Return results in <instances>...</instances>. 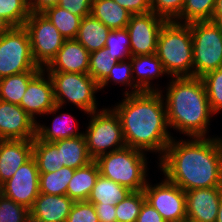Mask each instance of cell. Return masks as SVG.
<instances>
[{
    "label": "cell",
    "mask_w": 222,
    "mask_h": 222,
    "mask_svg": "<svg viewBox=\"0 0 222 222\" xmlns=\"http://www.w3.org/2000/svg\"><path fill=\"white\" fill-rule=\"evenodd\" d=\"M160 167L166 179L183 191L222 186V139L171 140Z\"/></svg>",
    "instance_id": "cell-1"
},
{
    "label": "cell",
    "mask_w": 222,
    "mask_h": 222,
    "mask_svg": "<svg viewBox=\"0 0 222 222\" xmlns=\"http://www.w3.org/2000/svg\"><path fill=\"white\" fill-rule=\"evenodd\" d=\"M125 99L113 108L119 116L127 147L164 155L173 139L167 131L166 106L160 91L125 93Z\"/></svg>",
    "instance_id": "cell-2"
},
{
    "label": "cell",
    "mask_w": 222,
    "mask_h": 222,
    "mask_svg": "<svg viewBox=\"0 0 222 222\" xmlns=\"http://www.w3.org/2000/svg\"><path fill=\"white\" fill-rule=\"evenodd\" d=\"M166 94V114L169 127L191 138L205 137L211 114L206 89L201 78L175 77Z\"/></svg>",
    "instance_id": "cell-3"
},
{
    "label": "cell",
    "mask_w": 222,
    "mask_h": 222,
    "mask_svg": "<svg viewBox=\"0 0 222 222\" xmlns=\"http://www.w3.org/2000/svg\"><path fill=\"white\" fill-rule=\"evenodd\" d=\"M156 56L166 74L193 77V44L190 25L166 21L160 29Z\"/></svg>",
    "instance_id": "cell-4"
},
{
    "label": "cell",
    "mask_w": 222,
    "mask_h": 222,
    "mask_svg": "<svg viewBox=\"0 0 222 222\" xmlns=\"http://www.w3.org/2000/svg\"><path fill=\"white\" fill-rule=\"evenodd\" d=\"M143 153L144 151L125 146L100 155L95 161L103 177L127 187L130 191H141L147 184V160Z\"/></svg>",
    "instance_id": "cell-5"
},
{
    "label": "cell",
    "mask_w": 222,
    "mask_h": 222,
    "mask_svg": "<svg viewBox=\"0 0 222 222\" xmlns=\"http://www.w3.org/2000/svg\"><path fill=\"white\" fill-rule=\"evenodd\" d=\"M193 44V77L222 68V30L212 20L188 23Z\"/></svg>",
    "instance_id": "cell-6"
},
{
    "label": "cell",
    "mask_w": 222,
    "mask_h": 222,
    "mask_svg": "<svg viewBox=\"0 0 222 222\" xmlns=\"http://www.w3.org/2000/svg\"><path fill=\"white\" fill-rule=\"evenodd\" d=\"M53 84L56 105L62 106L67 99L87 114L96 112L95 92L100 85L84 73L48 72Z\"/></svg>",
    "instance_id": "cell-7"
},
{
    "label": "cell",
    "mask_w": 222,
    "mask_h": 222,
    "mask_svg": "<svg viewBox=\"0 0 222 222\" xmlns=\"http://www.w3.org/2000/svg\"><path fill=\"white\" fill-rule=\"evenodd\" d=\"M89 114L92 118L84 137L89 156L93 160L126 146L119 116L113 109ZM107 148H110L109 151Z\"/></svg>",
    "instance_id": "cell-8"
},
{
    "label": "cell",
    "mask_w": 222,
    "mask_h": 222,
    "mask_svg": "<svg viewBox=\"0 0 222 222\" xmlns=\"http://www.w3.org/2000/svg\"><path fill=\"white\" fill-rule=\"evenodd\" d=\"M31 52L27 30L12 27L0 37V79L29 71H41Z\"/></svg>",
    "instance_id": "cell-9"
},
{
    "label": "cell",
    "mask_w": 222,
    "mask_h": 222,
    "mask_svg": "<svg viewBox=\"0 0 222 222\" xmlns=\"http://www.w3.org/2000/svg\"><path fill=\"white\" fill-rule=\"evenodd\" d=\"M36 64L46 67L63 46L64 37L42 13H31L24 24Z\"/></svg>",
    "instance_id": "cell-10"
},
{
    "label": "cell",
    "mask_w": 222,
    "mask_h": 222,
    "mask_svg": "<svg viewBox=\"0 0 222 222\" xmlns=\"http://www.w3.org/2000/svg\"><path fill=\"white\" fill-rule=\"evenodd\" d=\"M143 192L146 202L154 207L166 222H186V196L179 186L165 178L154 187L147 182Z\"/></svg>",
    "instance_id": "cell-11"
},
{
    "label": "cell",
    "mask_w": 222,
    "mask_h": 222,
    "mask_svg": "<svg viewBox=\"0 0 222 222\" xmlns=\"http://www.w3.org/2000/svg\"><path fill=\"white\" fill-rule=\"evenodd\" d=\"M165 22L164 18L153 12L131 15L126 27L131 56L156 54L160 29Z\"/></svg>",
    "instance_id": "cell-12"
},
{
    "label": "cell",
    "mask_w": 222,
    "mask_h": 222,
    "mask_svg": "<svg viewBox=\"0 0 222 222\" xmlns=\"http://www.w3.org/2000/svg\"><path fill=\"white\" fill-rule=\"evenodd\" d=\"M39 175L36 160L32 156L0 186V193L30 209L40 194Z\"/></svg>",
    "instance_id": "cell-13"
},
{
    "label": "cell",
    "mask_w": 222,
    "mask_h": 222,
    "mask_svg": "<svg viewBox=\"0 0 222 222\" xmlns=\"http://www.w3.org/2000/svg\"><path fill=\"white\" fill-rule=\"evenodd\" d=\"M45 69H42L28 84L26 93L19 106L32 118L35 114H51L60 110L61 106L56 105L53 84L49 75L45 79Z\"/></svg>",
    "instance_id": "cell-14"
},
{
    "label": "cell",
    "mask_w": 222,
    "mask_h": 222,
    "mask_svg": "<svg viewBox=\"0 0 222 222\" xmlns=\"http://www.w3.org/2000/svg\"><path fill=\"white\" fill-rule=\"evenodd\" d=\"M36 128L19 105L0 100V140H34Z\"/></svg>",
    "instance_id": "cell-15"
},
{
    "label": "cell",
    "mask_w": 222,
    "mask_h": 222,
    "mask_svg": "<svg viewBox=\"0 0 222 222\" xmlns=\"http://www.w3.org/2000/svg\"><path fill=\"white\" fill-rule=\"evenodd\" d=\"M186 222H216L222 186L185 191Z\"/></svg>",
    "instance_id": "cell-16"
},
{
    "label": "cell",
    "mask_w": 222,
    "mask_h": 222,
    "mask_svg": "<svg viewBox=\"0 0 222 222\" xmlns=\"http://www.w3.org/2000/svg\"><path fill=\"white\" fill-rule=\"evenodd\" d=\"M90 53L76 39L65 40L56 56L46 66L47 72L88 74Z\"/></svg>",
    "instance_id": "cell-17"
},
{
    "label": "cell",
    "mask_w": 222,
    "mask_h": 222,
    "mask_svg": "<svg viewBox=\"0 0 222 222\" xmlns=\"http://www.w3.org/2000/svg\"><path fill=\"white\" fill-rule=\"evenodd\" d=\"M33 156V140H0V186Z\"/></svg>",
    "instance_id": "cell-18"
},
{
    "label": "cell",
    "mask_w": 222,
    "mask_h": 222,
    "mask_svg": "<svg viewBox=\"0 0 222 222\" xmlns=\"http://www.w3.org/2000/svg\"><path fill=\"white\" fill-rule=\"evenodd\" d=\"M73 203L67 195L40 193L29 212L44 222H66Z\"/></svg>",
    "instance_id": "cell-19"
},
{
    "label": "cell",
    "mask_w": 222,
    "mask_h": 222,
    "mask_svg": "<svg viewBox=\"0 0 222 222\" xmlns=\"http://www.w3.org/2000/svg\"><path fill=\"white\" fill-rule=\"evenodd\" d=\"M54 143L58 148V158L61 167L66 166L77 169L93 161L89 156L84 134L73 138L58 140Z\"/></svg>",
    "instance_id": "cell-20"
},
{
    "label": "cell",
    "mask_w": 222,
    "mask_h": 222,
    "mask_svg": "<svg viewBox=\"0 0 222 222\" xmlns=\"http://www.w3.org/2000/svg\"><path fill=\"white\" fill-rule=\"evenodd\" d=\"M99 174L100 170L95 160L84 167L75 169L68 183L66 195L74 202L87 201Z\"/></svg>",
    "instance_id": "cell-21"
},
{
    "label": "cell",
    "mask_w": 222,
    "mask_h": 222,
    "mask_svg": "<svg viewBox=\"0 0 222 222\" xmlns=\"http://www.w3.org/2000/svg\"><path fill=\"white\" fill-rule=\"evenodd\" d=\"M90 14L110 30L126 28L132 15L114 0H93Z\"/></svg>",
    "instance_id": "cell-22"
},
{
    "label": "cell",
    "mask_w": 222,
    "mask_h": 222,
    "mask_svg": "<svg viewBox=\"0 0 222 222\" xmlns=\"http://www.w3.org/2000/svg\"><path fill=\"white\" fill-rule=\"evenodd\" d=\"M110 29L91 14L82 18L76 40L89 53L105 48Z\"/></svg>",
    "instance_id": "cell-23"
},
{
    "label": "cell",
    "mask_w": 222,
    "mask_h": 222,
    "mask_svg": "<svg viewBox=\"0 0 222 222\" xmlns=\"http://www.w3.org/2000/svg\"><path fill=\"white\" fill-rule=\"evenodd\" d=\"M132 73L137 74L138 80L135 81L136 86L141 91H159L152 89L150 80L165 74L166 71L163 64L156 56V54L131 56Z\"/></svg>",
    "instance_id": "cell-24"
},
{
    "label": "cell",
    "mask_w": 222,
    "mask_h": 222,
    "mask_svg": "<svg viewBox=\"0 0 222 222\" xmlns=\"http://www.w3.org/2000/svg\"><path fill=\"white\" fill-rule=\"evenodd\" d=\"M131 191L113 180L103 177L99 174L95 185L87 199L90 203H103L115 206L122 201Z\"/></svg>",
    "instance_id": "cell-25"
},
{
    "label": "cell",
    "mask_w": 222,
    "mask_h": 222,
    "mask_svg": "<svg viewBox=\"0 0 222 222\" xmlns=\"http://www.w3.org/2000/svg\"><path fill=\"white\" fill-rule=\"evenodd\" d=\"M40 71L23 72L0 79V100L19 105L29 82Z\"/></svg>",
    "instance_id": "cell-26"
},
{
    "label": "cell",
    "mask_w": 222,
    "mask_h": 222,
    "mask_svg": "<svg viewBox=\"0 0 222 222\" xmlns=\"http://www.w3.org/2000/svg\"><path fill=\"white\" fill-rule=\"evenodd\" d=\"M42 14L48 18L65 40L76 39L82 21L81 16L74 15L58 5L46 9Z\"/></svg>",
    "instance_id": "cell-27"
},
{
    "label": "cell",
    "mask_w": 222,
    "mask_h": 222,
    "mask_svg": "<svg viewBox=\"0 0 222 222\" xmlns=\"http://www.w3.org/2000/svg\"><path fill=\"white\" fill-rule=\"evenodd\" d=\"M75 169L60 167L54 172L39 173V191L49 195H66L68 183Z\"/></svg>",
    "instance_id": "cell-28"
},
{
    "label": "cell",
    "mask_w": 222,
    "mask_h": 222,
    "mask_svg": "<svg viewBox=\"0 0 222 222\" xmlns=\"http://www.w3.org/2000/svg\"><path fill=\"white\" fill-rule=\"evenodd\" d=\"M64 117H69L70 121L74 122V118L71 117V115L61 114L53 120L52 128H48L46 126L44 127V125L41 126L39 123H37L36 137L41 141L55 142L58 140L73 138L84 134L76 132V127L72 125L73 123L71 122V125L67 124L69 123V121L67 120L68 122H66L65 119H62Z\"/></svg>",
    "instance_id": "cell-29"
},
{
    "label": "cell",
    "mask_w": 222,
    "mask_h": 222,
    "mask_svg": "<svg viewBox=\"0 0 222 222\" xmlns=\"http://www.w3.org/2000/svg\"><path fill=\"white\" fill-rule=\"evenodd\" d=\"M33 157L36 160L39 173L54 172L61 167L58 158V148L54 142L33 140Z\"/></svg>",
    "instance_id": "cell-30"
},
{
    "label": "cell",
    "mask_w": 222,
    "mask_h": 222,
    "mask_svg": "<svg viewBox=\"0 0 222 222\" xmlns=\"http://www.w3.org/2000/svg\"><path fill=\"white\" fill-rule=\"evenodd\" d=\"M145 201L143 190L131 191L115 205L117 222H136Z\"/></svg>",
    "instance_id": "cell-31"
},
{
    "label": "cell",
    "mask_w": 222,
    "mask_h": 222,
    "mask_svg": "<svg viewBox=\"0 0 222 222\" xmlns=\"http://www.w3.org/2000/svg\"><path fill=\"white\" fill-rule=\"evenodd\" d=\"M30 14L28 0H0V17L12 27L24 26Z\"/></svg>",
    "instance_id": "cell-32"
},
{
    "label": "cell",
    "mask_w": 222,
    "mask_h": 222,
    "mask_svg": "<svg viewBox=\"0 0 222 222\" xmlns=\"http://www.w3.org/2000/svg\"><path fill=\"white\" fill-rule=\"evenodd\" d=\"M216 0H185L179 20L184 23L212 20Z\"/></svg>",
    "instance_id": "cell-33"
},
{
    "label": "cell",
    "mask_w": 222,
    "mask_h": 222,
    "mask_svg": "<svg viewBox=\"0 0 222 222\" xmlns=\"http://www.w3.org/2000/svg\"><path fill=\"white\" fill-rule=\"evenodd\" d=\"M104 49L105 52L118 61H123L125 58L127 59L128 56L130 58V37L128 30L126 28L111 30Z\"/></svg>",
    "instance_id": "cell-34"
},
{
    "label": "cell",
    "mask_w": 222,
    "mask_h": 222,
    "mask_svg": "<svg viewBox=\"0 0 222 222\" xmlns=\"http://www.w3.org/2000/svg\"><path fill=\"white\" fill-rule=\"evenodd\" d=\"M119 61L111 57L105 49H100L90 53L88 75L100 84Z\"/></svg>",
    "instance_id": "cell-35"
},
{
    "label": "cell",
    "mask_w": 222,
    "mask_h": 222,
    "mask_svg": "<svg viewBox=\"0 0 222 222\" xmlns=\"http://www.w3.org/2000/svg\"><path fill=\"white\" fill-rule=\"evenodd\" d=\"M212 112L222 110V68L216 69L201 77Z\"/></svg>",
    "instance_id": "cell-36"
},
{
    "label": "cell",
    "mask_w": 222,
    "mask_h": 222,
    "mask_svg": "<svg viewBox=\"0 0 222 222\" xmlns=\"http://www.w3.org/2000/svg\"><path fill=\"white\" fill-rule=\"evenodd\" d=\"M129 63H126L124 60L119 61L116 63L112 70L110 71V74L99 84L100 89L104 88V86L108 85V82L114 81L117 83H122L123 85L126 84V86L130 85L134 89L130 94H136L139 92H142L136 84H134V77L132 73V65H131V60L129 59ZM133 81V82H132Z\"/></svg>",
    "instance_id": "cell-37"
},
{
    "label": "cell",
    "mask_w": 222,
    "mask_h": 222,
    "mask_svg": "<svg viewBox=\"0 0 222 222\" xmlns=\"http://www.w3.org/2000/svg\"><path fill=\"white\" fill-rule=\"evenodd\" d=\"M29 209L0 193V222H24Z\"/></svg>",
    "instance_id": "cell-38"
},
{
    "label": "cell",
    "mask_w": 222,
    "mask_h": 222,
    "mask_svg": "<svg viewBox=\"0 0 222 222\" xmlns=\"http://www.w3.org/2000/svg\"><path fill=\"white\" fill-rule=\"evenodd\" d=\"M184 3L185 0H151V12L166 21L178 22Z\"/></svg>",
    "instance_id": "cell-39"
},
{
    "label": "cell",
    "mask_w": 222,
    "mask_h": 222,
    "mask_svg": "<svg viewBox=\"0 0 222 222\" xmlns=\"http://www.w3.org/2000/svg\"><path fill=\"white\" fill-rule=\"evenodd\" d=\"M66 222H99L93 203L75 201Z\"/></svg>",
    "instance_id": "cell-40"
},
{
    "label": "cell",
    "mask_w": 222,
    "mask_h": 222,
    "mask_svg": "<svg viewBox=\"0 0 222 222\" xmlns=\"http://www.w3.org/2000/svg\"><path fill=\"white\" fill-rule=\"evenodd\" d=\"M92 2L93 0H60L58 6L83 18L90 15Z\"/></svg>",
    "instance_id": "cell-41"
},
{
    "label": "cell",
    "mask_w": 222,
    "mask_h": 222,
    "mask_svg": "<svg viewBox=\"0 0 222 222\" xmlns=\"http://www.w3.org/2000/svg\"><path fill=\"white\" fill-rule=\"evenodd\" d=\"M132 15L151 12V0H114Z\"/></svg>",
    "instance_id": "cell-42"
},
{
    "label": "cell",
    "mask_w": 222,
    "mask_h": 222,
    "mask_svg": "<svg viewBox=\"0 0 222 222\" xmlns=\"http://www.w3.org/2000/svg\"><path fill=\"white\" fill-rule=\"evenodd\" d=\"M136 222H166L160 213L146 201L143 203Z\"/></svg>",
    "instance_id": "cell-43"
},
{
    "label": "cell",
    "mask_w": 222,
    "mask_h": 222,
    "mask_svg": "<svg viewBox=\"0 0 222 222\" xmlns=\"http://www.w3.org/2000/svg\"><path fill=\"white\" fill-rule=\"evenodd\" d=\"M99 222H117L116 208L110 204L93 203Z\"/></svg>",
    "instance_id": "cell-44"
},
{
    "label": "cell",
    "mask_w": 222,
    "mask_h": 222,
    "mask_svg": "<svg viewBox=\"0 0 222 222\" xmlns=\"http://www.w3.org/2000/svg\"><path fill=\"white\" fill-rule=\"evenodd\" d=\"M60 0H28L31 13H42L50 7L59 5Z\"/></svg>",
    "instance_id": "cell-45"
},
{
    "label": "cell",
    "mask_w": 222,
    "mask_h": 222,
    "mask_svg": "<svg viewBox=\"0 0 222 222\" xmlns=\"http://www.w3.org/2000/svg\"><path fill=\"white\" fill-rule=\"evenodd\" d=\"M212 21H214L222 30V0L215 1Z\"/></svg>",
    "instance_id": "cell-46"
},
{
    "label": "cell",
    "mask_w": 222,
    "mask_h": 222,
    "mask_svg": "<svg viewBox=\"0 0 222 222\" xmlns=\"http://www.w3.org/2000/svg\"><path fill=\"white\" fill-rule=\"evenodd\" d=\"M11 28L12 26L5 19L0 17V37L7 33Z\"/></svg>",
    "instance_id": "cell-47"
},
{
    "label": "cell",
    "mask_w": 222,
    "mask_h": 222,
    "mask_svg": "<svg viewBox=\"0 0 222 222\" xmlns=\"http://www.w3.org/2000/svg\"><path fill=\"white\" fill-rule=\"evenodd\" d=\"M216 222H222V196L219 201V208H218V214H217V219Z\"/></svg>",
    "instance_id": "cell-48"
},
{
    "label": "cell",
    "mask_w": 222,
    "mask_h": 222,
    "mask_svg": "<svg viewBox=\"0 0 222 222\" xmlns=\"http://www.w3.org/2000/svg\"><path fill=\"white\" fill-rule=\"evenodd\" d=\"M24 222H44L43 220L37 219L34 216H32L31 214H29Z\"/></svg>",
    "instance_id": "cell-49"
}]
</instances>
